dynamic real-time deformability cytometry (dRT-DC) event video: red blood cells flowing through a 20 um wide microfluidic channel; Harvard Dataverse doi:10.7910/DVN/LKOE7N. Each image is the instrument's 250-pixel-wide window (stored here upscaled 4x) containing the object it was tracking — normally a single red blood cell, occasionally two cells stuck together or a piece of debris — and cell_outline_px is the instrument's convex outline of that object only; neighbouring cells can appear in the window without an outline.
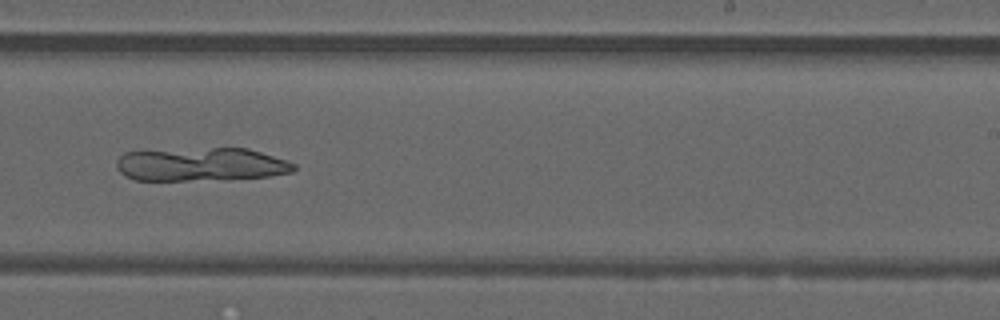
{"species": "common noctule bat (a hibernating species)", "species_latin": "Nyctalus noctula", "temperature_condition": "warm", "stored_images_in_passage": 44, "camera_frame_rate_fps": 3000, "um_per_image_px": 0.085, "animal": {"sex": "male", "forearm_length_mm": 52.5}, "frame": {"image": 1, "passage_image": 31, "time_ms": 10.0, "image_size_px": [1000, 320], "cell_outline_px": [[296, 168], [292, 172], [268, 176], [228, 180], [136, 180], [124, 176], [116, 168], [116, 160], [124, 152], [212, 148], [248, 148], [288, 160], [296, 164]], "centroid_in_image_um": [17.12, 13.99], "position_along_channel_um": 271.9, "area_um2": 34.8}}